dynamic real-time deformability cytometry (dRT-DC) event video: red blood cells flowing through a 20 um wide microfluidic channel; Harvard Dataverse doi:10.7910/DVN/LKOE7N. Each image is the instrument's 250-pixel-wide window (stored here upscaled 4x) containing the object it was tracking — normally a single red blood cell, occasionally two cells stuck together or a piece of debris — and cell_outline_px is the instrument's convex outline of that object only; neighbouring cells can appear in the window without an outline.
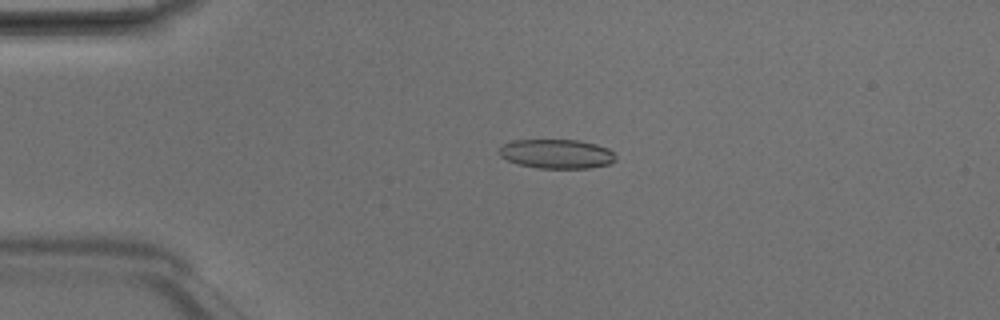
{"species": "Egyptian fruit bat (a non-hibernating species)", "species_latin": "Rousettus aegyptiacus", "temperature_condition": "room temperature", "stored_images_in_passage": 5, "camera_frame_rate_fps": 3000, "um_per_image_px": 0.085, "animal": {"sex": "male"}, "frame": {"image": 1, "passage_image": 1, "time_ms": 0.0, "image_size_px": [1000, 320], "cell_outline_px": [[616, 160], [608, 164], [588, 168], [536, 168], [516, 164], [500, 156], [500, 148], [504, 144], [512, 140], [580, 140], [596, 144], [608, 148], [616, 156]], "centroid_in_image_um": [47.32, 13.08], "position_along_channel_um": 37.7, "area_um2": 19.88}}